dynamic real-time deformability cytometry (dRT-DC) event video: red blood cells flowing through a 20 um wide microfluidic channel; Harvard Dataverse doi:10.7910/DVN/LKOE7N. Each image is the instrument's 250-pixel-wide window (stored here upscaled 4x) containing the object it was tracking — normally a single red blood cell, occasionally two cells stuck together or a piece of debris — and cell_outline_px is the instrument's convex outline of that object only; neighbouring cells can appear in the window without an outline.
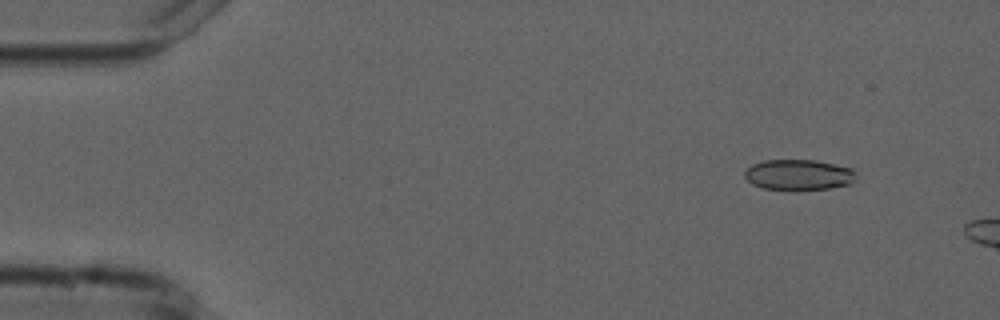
{"species": "common noctule bat (a hibernating species)", "species_latin": "Nyctalus noctula", "temperature_condition": "cold", "stored_images_in_passage": 2, "camera_frame_rate_fps": 3000, "um_per_image_px": 0.085, "animal": {"sex": "male", "forearm_length_mm": 52.5}, "frame": {"image": 1, "passage_image": 1, "time_ms": 0.0, "image_size_px": [1000, 320], "cell_outline_px": [[856, 180], [848, 184], [832, 188], [796, 192], [764, 188], [752, 184], [744, 176], [744, 172], [752, 164], [764, 160], [816, 160], [852, 168], [856, 176]], "centroid_in_image_um": [67.89, 14.89], "position_along_channel_um": 17.1, "area_um2": 20.4}}